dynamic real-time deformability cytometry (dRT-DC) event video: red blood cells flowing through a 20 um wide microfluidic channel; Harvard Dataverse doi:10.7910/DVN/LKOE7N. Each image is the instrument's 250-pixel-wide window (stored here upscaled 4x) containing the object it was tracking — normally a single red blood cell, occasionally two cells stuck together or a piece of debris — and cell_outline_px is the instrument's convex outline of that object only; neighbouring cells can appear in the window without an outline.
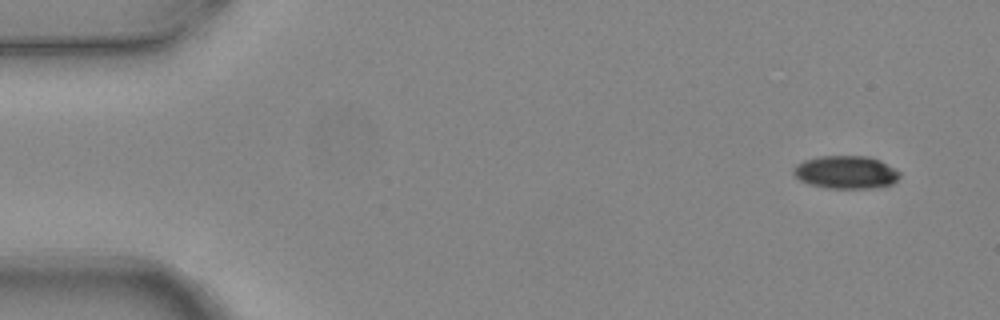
{"species": "common noctule bat (a hibernating species)", "species_latin": "Nyctalus noctula", "temperature_condition": "warm", "stored_images_in_passage": 5, "camera_frame_rate_fps": 3000, "um_per_image_px": 0.085, "animal": {"sex": "female", "body_mass_g": 24.6, "forearm_length_mm": 56.2}, "frame": {"image": 1, "passage_image": 1, "time_ms": 0.0, "image_size_px": [1000, 320], "cell_outline_px": [[900, 176], [892, 184], [868, 188], [828, 188], [808, 184], [800, 180], [792, 172], [792, 168], [796, 164], [804, 160], [820, 156], [868, 156], [880, 160], [900, 172]], "centroid_in_image_um": [71.87, 14.63], "position_along_channel_um": 13.1, "area_um2": 20.35}}
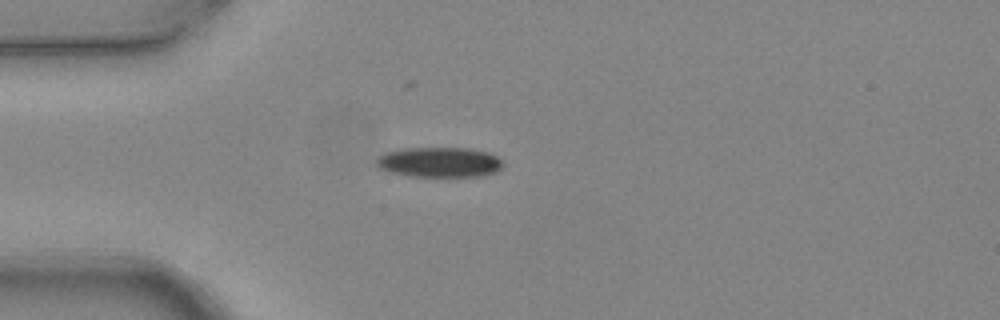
{"frame": {"image": 2, "passage_image": 4, "time_ms": 1.0, "image_size_px": [1000, 320], "cell_outline_px": [[504, 164], [496, 172], [480, 176], [408, 176], [392, 172], [380, 168], [376, 164], [376, 160], [380, 156], [388, 152], [400, 148], [468, 148], [488, 152], [504, 160]], "centroid_in_image_um": [37.39, 13.78], "position_along_channel_um": 47.6, "area_um2": 22.14}}